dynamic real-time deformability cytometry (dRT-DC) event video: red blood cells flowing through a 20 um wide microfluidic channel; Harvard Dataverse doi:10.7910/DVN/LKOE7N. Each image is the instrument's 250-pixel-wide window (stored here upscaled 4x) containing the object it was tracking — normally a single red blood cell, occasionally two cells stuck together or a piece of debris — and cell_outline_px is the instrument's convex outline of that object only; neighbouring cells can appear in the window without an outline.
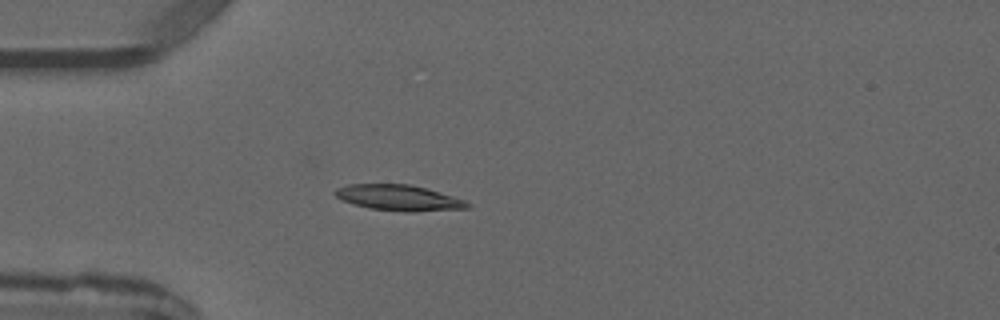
{"species": "common noctule bat (a hibernating species)", "species_latin": "Nyctalus noctula", "temperature_condition": "warm", "stored_images_in_passage": 2, "camera_frame_rate_fps": 3000, "um_per_image_px": 0.085, "animal": {"sex": "male", "forearm_length_mm": 52.5}, "frame": {"image": 1, "passage_image": 2, "time_ms": 1.0, "image_size_px": [1000, 320], "cell_outline_px": [[472, 204], [468, 208], [368, 208], [340, 200], [332, 192], [336, 188], [348, 184], [408, 184], [428, 188], [464, 200]], "centroid_in_image_um": [33.75, 16.72], "position_along_channel_um": 51.2, "area_um2": 18.44}}